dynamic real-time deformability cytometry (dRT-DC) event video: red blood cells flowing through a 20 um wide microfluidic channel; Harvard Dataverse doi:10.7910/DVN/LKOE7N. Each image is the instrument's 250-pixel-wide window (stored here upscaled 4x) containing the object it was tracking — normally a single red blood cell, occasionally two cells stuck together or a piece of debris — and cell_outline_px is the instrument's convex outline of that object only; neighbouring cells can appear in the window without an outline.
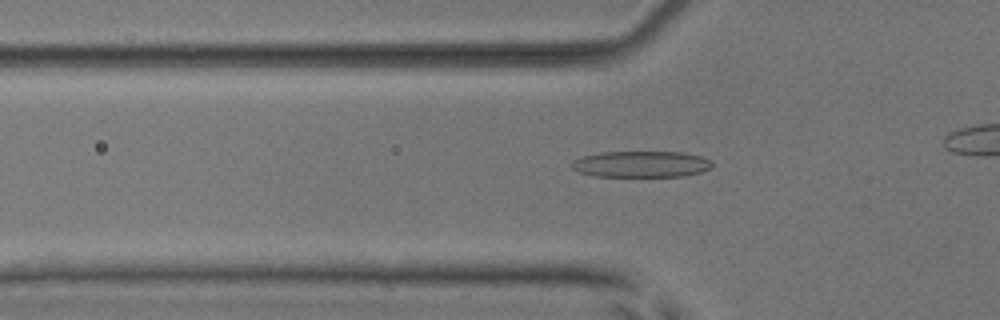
{"species": "common noctule bat (a hibernating species)", "species_latin": "Nyctalus noctula", "temperature_condition": "room temperature", "stored_images_in_passage": 43, "camera_frame_rate_fps": 3000, "um_per_image_px": 0.085, "animal": {"sex": "male", "body_mass_g": 17.9, "forearm_length_mm": 54.2}, "frame": {"image": 1, "passage_image": 18, "time_ms": 5.667, "image_size_px": [1000, 320], "cell_outline_px": [[712, 168], [700, 172], [684, 176], [596, 176], [580, 172], [572, 168], [568, 164], [572, 160], [584, 156], [604, 152], [680, 152], [700, 156], [712, 160]], "centroid_in_image_um": [54.5, 13.95], "position_along_channel_um": 71.3, "area_um2": 21.44}}
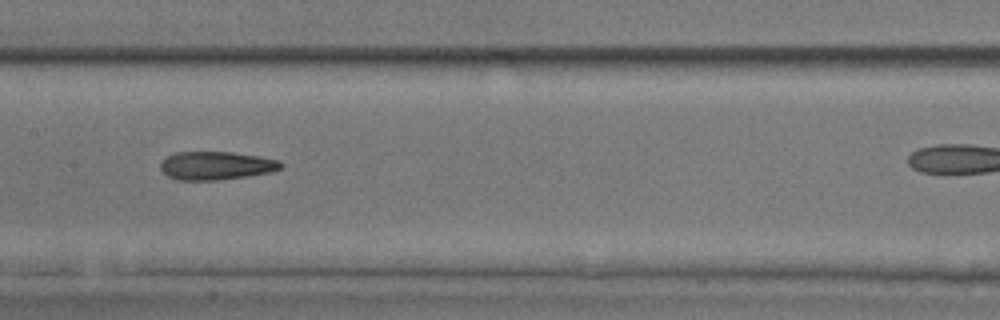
{"frame": {"image": 2, "passage_image": 27, "time_ms": 8.667, "image_size_px": [1000, 320], "cell_outline_px": [[284, 168], [272, 172], [216, 180], [176, 180], [168, 176], [160, 168], [160, 164], [168, 156], [176, 152], [232, 152], [280, 160], [284, 164]], "centroid_in_image_um": [18.4, 14.08], "position_along_channel_um": 189.0, "area_um2": 19.77}}
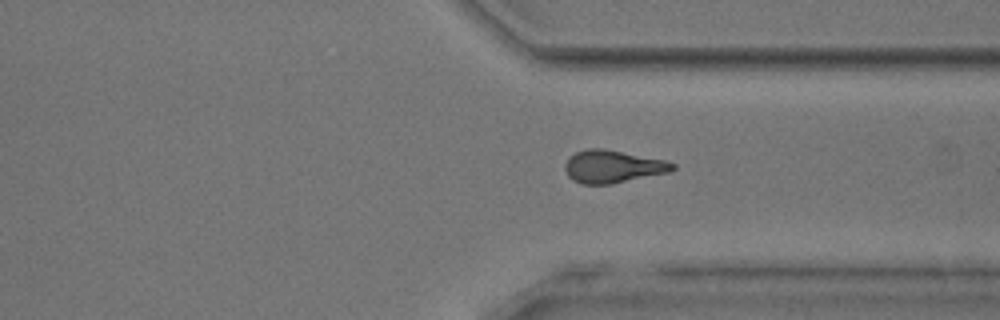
{"frame": {"image": 3, "passage_image": 40, "time_ms": 13.0, "image_size_px": [1000, 320], "cell_outline_px": [[676, 168], [668, 172], [612, 184], [580, 184], [572, 180], [568, 176], [564, 168], [564, 164], [568, 156], [576, 152], [588, 148], [604, 148], [664, 160], [676, 164]], "centroid_in_image_um": [52.03, 14.15], "position_along_channel_um": 359.4, "area_um2": 20.58}}